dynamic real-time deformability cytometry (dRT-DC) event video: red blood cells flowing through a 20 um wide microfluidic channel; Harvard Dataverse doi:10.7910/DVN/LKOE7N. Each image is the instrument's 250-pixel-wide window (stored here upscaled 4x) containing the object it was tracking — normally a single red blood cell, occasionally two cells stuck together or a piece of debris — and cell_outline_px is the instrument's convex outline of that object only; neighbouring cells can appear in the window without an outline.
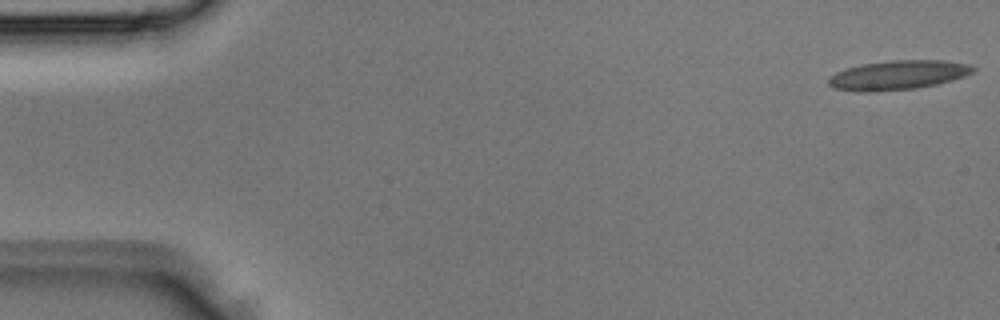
{"species": "Egyptian fruit bat (a non-hibernating species)", "species_latin": "Rousettus aegyptiacus", "temperature_condition": "room temperature", "stored_images_in_passage": 4, "camera_frame_rate_fps": 3000, "um_per_image_px": 0.085, "animal": {"sex": "male"}, "frame": {"image": 1, "passage_image": 1, "time_ms": 0.0, "image_size_px": [1000, 320], "cell_outline_px": [[976, 72], [952, 80], [936, 84], [916, 88], [876, 92], [860, 92], [836, 88], [828, 84], [828, 76], [844, 68], [860, 64], [892, 60], [944, 60], [972, 64], [976, 68]], "centroid_in_image_um": [76.34, 6.37], "position_along_channel_um": 8.7, "area_um2": 25.03}}